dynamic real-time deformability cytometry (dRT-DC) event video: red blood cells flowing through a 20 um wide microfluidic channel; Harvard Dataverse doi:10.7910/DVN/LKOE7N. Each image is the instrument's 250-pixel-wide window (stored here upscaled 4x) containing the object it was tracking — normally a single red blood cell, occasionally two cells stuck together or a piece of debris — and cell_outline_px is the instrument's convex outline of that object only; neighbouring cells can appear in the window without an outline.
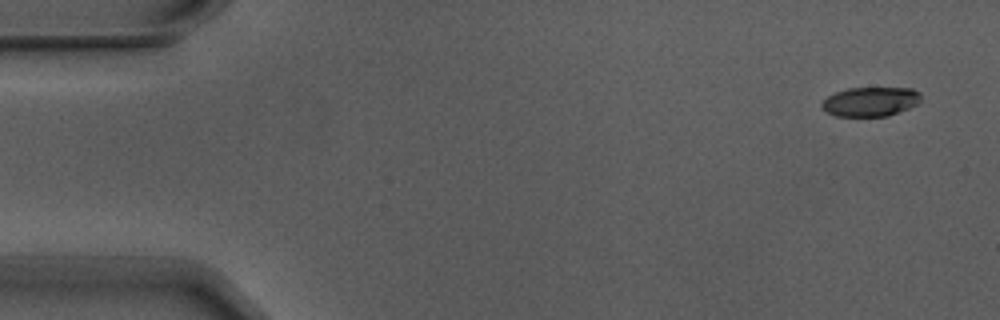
{"species": "Egyptian fruit bat (a non-hibernating species)", "species_latin": "Rousettus aegyptiacus", "temperature_condition": "warm", "stored_images_in_passage": 5, "camera_frame_rate_fps": 3000, "um_per_image_px": 0.085, "animal": {"sex": "male"}, "frame": {"image": 1, "passage_image": 1, "time_ms": 0.0, "image_size_px": [1000, 320], "cell_outline_px": [[920, 100], [916, 104], [908, 108], [888, 116], [836, 116], [820, 108], [820, 104], [828, 96], [836, 92], [848, 88], [912, 88], [920, 92]], "centroid_in_image_um": [73.97, 8.64], "position_along_channel_um": 11.0, "area_um2": 16.88}}